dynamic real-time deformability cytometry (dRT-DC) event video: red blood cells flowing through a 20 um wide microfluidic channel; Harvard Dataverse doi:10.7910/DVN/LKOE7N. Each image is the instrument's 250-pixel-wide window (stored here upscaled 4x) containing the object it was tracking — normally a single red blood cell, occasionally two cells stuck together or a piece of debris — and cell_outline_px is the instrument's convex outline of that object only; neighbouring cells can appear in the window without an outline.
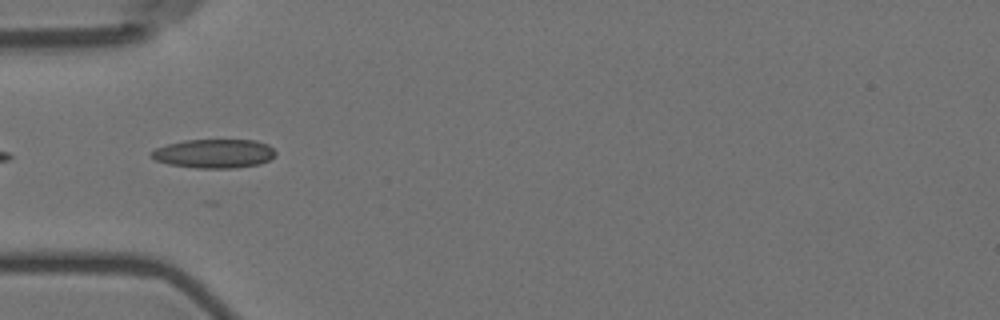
{"species": "Egyptian fruit bat (a non-hibernating species)", "species_latin": "Rousettus aegyptiacus", "temperature_condition": "room temperature", "stored_images_in_passage": 4, "camera_frame_rate_fps": 3000, "um_per_image_px": 0.085, "animal": {"sex": "female"}, "frame": {"image": 1, "passage_image": 2, "time_ms": 0.333, "image_size_px": [1000, 320], "cell_outline_px": [[276, 156], [260, 164], [232, 168], [196, 168], [168, 164], [156, 160], [148, 152], [156, 148], [168, 144], [184, 140], [256, 140], [268, 144], [276, 152]], "centroid_in_image_um": [18.21, 13.05], "position_along_channel_um": 66.8, "area_um2": 20.98}}